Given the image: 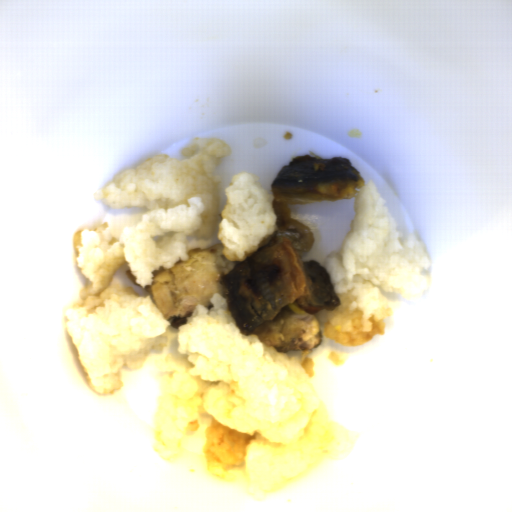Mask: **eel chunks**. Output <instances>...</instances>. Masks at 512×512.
I'll list each match as a JSON object with an SVG mask.
<instances>
[{"label": "eel chunks", "instance_id": "4dd315ae", "mask_svg": "<svg viewBox=\"0 0 512 512\" xmlns=\"http://www.w3.org/2000/svg\"><path fill=\"white\" fill-rule=\"evenodd\" d=\"M360 172L348 159L297 156L273 180L272 210L277 231L246 260H227L224 245L188 251L187 260L155 269L146 292L170 326L179 329L197 305L211 309V298L226 300L240 333L255 334L277 353L315 349L322 333L316 313L341 305L330 273L315 260L304 262L315 239L310 227L290 216L289 206L347 200L362 189Z\"/></svg>", "mask_w": 512, "mask_h": 512}]
</instances>
